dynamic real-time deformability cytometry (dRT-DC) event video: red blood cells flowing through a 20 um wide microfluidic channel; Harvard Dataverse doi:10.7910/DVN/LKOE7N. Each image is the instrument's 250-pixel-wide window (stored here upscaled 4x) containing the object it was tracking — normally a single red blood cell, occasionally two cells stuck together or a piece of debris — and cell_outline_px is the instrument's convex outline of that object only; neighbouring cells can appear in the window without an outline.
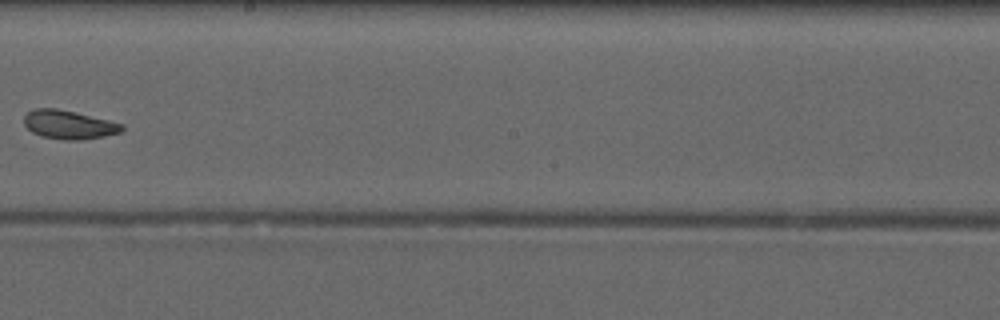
{"species": "common noctule bat (a hibernating species)", "species_latin": "Nyctalus noctula", "temperature_condition": "warm", "stored_images_in_passage": 9, "camera_frame_rate_fps": 3000, "um_per_image_px": 0.085, "animal": {"sex": "male", "forearm_length_mm": 52.5}, "frame": {"image": 1, "passage_image": 8, "time_ms": 9.333, "image_size_px": [1000, 320], "cell_outline_px": [[124, 128], [120, 132], [80, 140], [68, 140], [44, 136], [32, 132], [24, 124], [24, 116], [28, 112], [36, 108], [56, 108], [76, 112], [124, 124]], "centroid_in_image_um": [5.84, 10.58], "position_along_channel_um": 242.4, "area_um2": 16.07}}
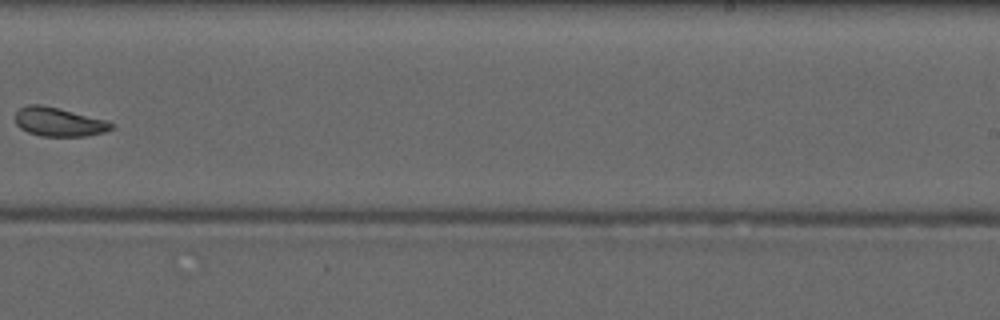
{"frame": {"image": 2, "passage_image": 9, "time_ms": 10.333, "image_size_px": [1000, 320], "cell_outline_px": [[116, 124], [112, 128], [104, 132], [88, 136], [40, 136], [28, 132], [20, 128], [16, 124], [16, 112], [20, 108], [28, 104], [40, 104], [108, 120]], "centroid_in_image_um": [5.02, 10.37], "position_along_channel_um": 284.0, "area_um2": 16.18}}